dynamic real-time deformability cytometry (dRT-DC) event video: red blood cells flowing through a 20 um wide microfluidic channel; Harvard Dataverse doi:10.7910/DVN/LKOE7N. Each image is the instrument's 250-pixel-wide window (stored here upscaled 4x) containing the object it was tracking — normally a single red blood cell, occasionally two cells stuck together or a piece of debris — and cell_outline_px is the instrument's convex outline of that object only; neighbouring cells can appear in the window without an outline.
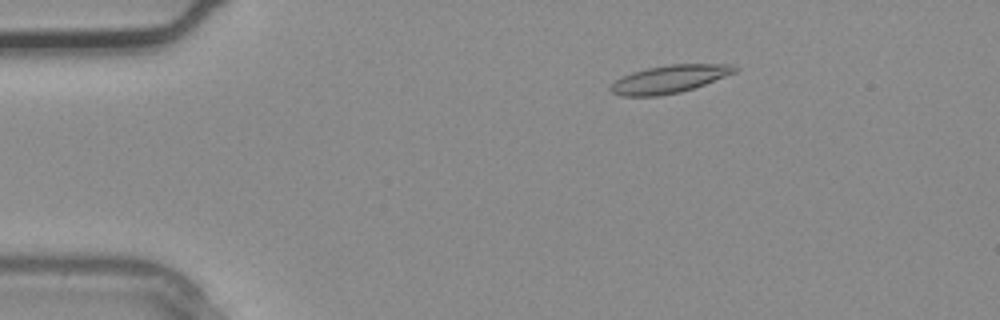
{"species": "common noctule bat (a hibernating species)", "species_latin": "Nyctalus noctula", "temperature_condition": "warm", "stored_images_in_passage": 3, "camera_frame_rate_fps": 3000, "um_per_image_px": 0.085, "animal": {"sex": "male", "body_mass_g": 20.4}, "frame": {"image": 1, "passage_image": 2, "time_ms": 0.333, "image_size_px": [1000, 320], "cell_outline_px": [[740, 68], [736, 72], [704, 84], [680, 92], [660, 96], [620, 96], [612, 92], [608, 88], [616, 80], [632, 72], [648, 68], [668, 64], [732, 64]], "centroid_in_image_um": [56.9, 6.72], "position_along_channel_um": 28.1, "area_um2": 20.0}}
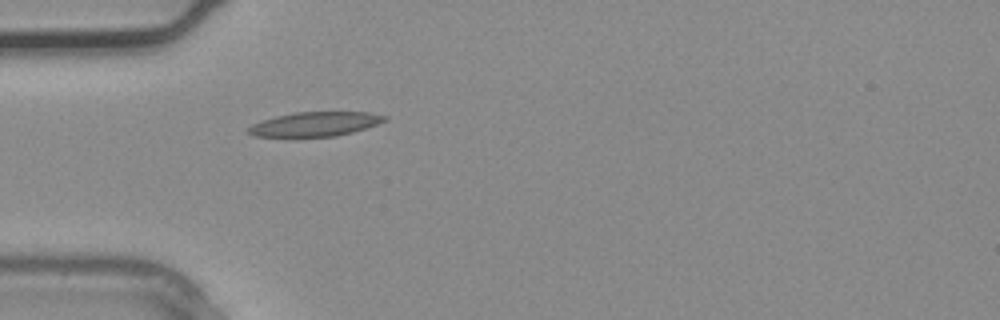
{"frame": {"image": 2, "passage_image": 3, "time_ms": 0.667, "image_size_px": [1000, 320], "cell_outline_px": [[388, 120], [352, 132], [336, 136], [252, 136], [244, 132], [252, 124], [276, 116], [296, 112], [372, 112], [388, 116]], "centroid_in_image_um": [26.79, 10.54], "position_along_channel_um": 58.2, "area_um2": 19.19}}